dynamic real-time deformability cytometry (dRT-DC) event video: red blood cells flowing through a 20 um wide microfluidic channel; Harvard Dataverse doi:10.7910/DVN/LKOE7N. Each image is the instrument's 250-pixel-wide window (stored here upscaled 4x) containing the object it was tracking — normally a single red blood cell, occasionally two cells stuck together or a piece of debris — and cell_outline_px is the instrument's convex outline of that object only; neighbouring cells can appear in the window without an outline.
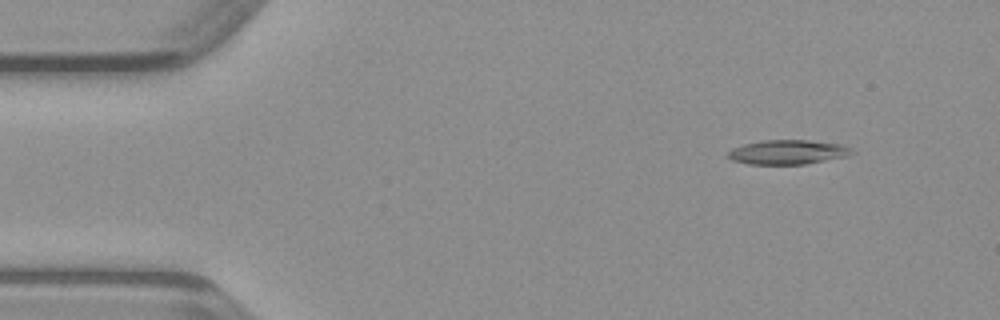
{"species": "common noctule bat (a hibernating species)", "species_latin": "Nyctalus noctula", "temperature_condition": "warm", "stored_images_in_passage": 48, "camera_frame_rate_fps": 3000, "um_per_image_px": 0.085, "animal": {"sex": "male", "body_mass_g": 23.1, "forearm_length_mm": 52.7}, "frame": {"image": 1, "passage_image": 5, "time_ms": 1.333, "image_size_px": [1000, 320], "cell_outline_px": [[856, 152], [848, 156], [804, 164], [748, 164], [732, 160], [728, 156], [728, 152], [732, 148], [744, 144], [764, 140], [808, 140], [844, 144], [852, 148]], "centroid_in_image_um": [67.01, 12.92], "position_along_channel_um": 18.0, "area_um2": 17.69}}
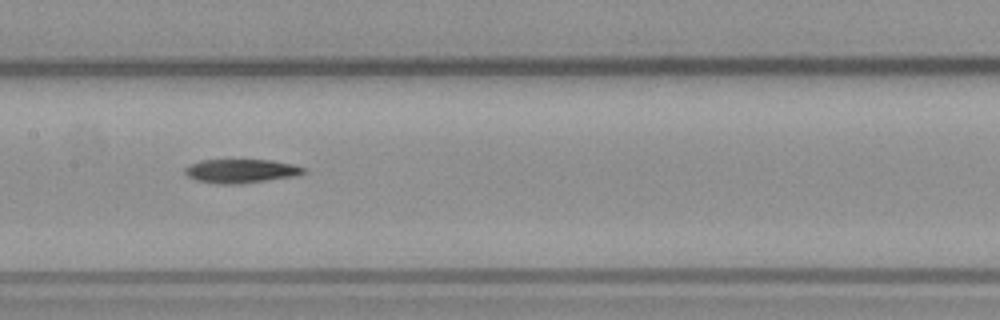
{"frame": {"image": 2, "passage_image": 23, "time_ms": 7.333, "image_size_px": [1000, 320], "cell_outline_px": [[308, 168], [304, 172], [296, 176], [236, 184], [216, 184], [196, 180], [188, 176], [184, 172], [184, 168], [188, 164], [200, 160], [272, 160], [292, 164]], "centroid_in_image_um": [20.45, 14.53], "position_along_channel_um": 186.9, "area_um2": 16.53}}
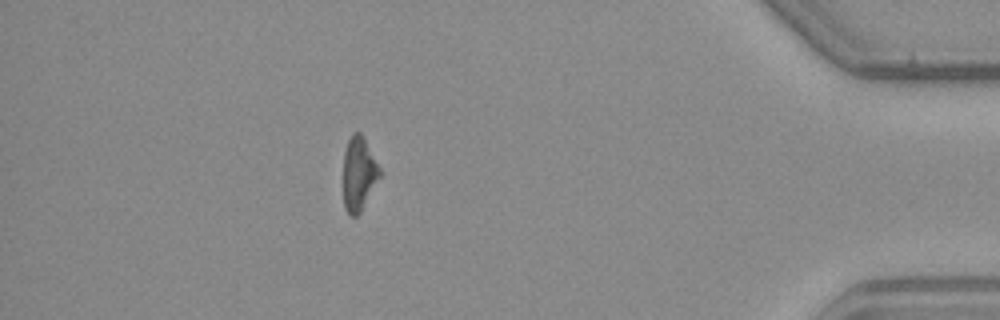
{"frame": {"image": 3, "passage_image": 42, "time_ms": 13.667, "image_size_px": [1000, 320], "cell_outline_px": [[380, 176], [360, 212], [356, 216], [348, 216], [344, 208], [344, 152], [348, 140], [352, 132], [360, 132], [364, 136], [380, 168]], "centroid_in_image_um": [30.49, 14.75], "position_along_channel_um": 404.7, "area_um2": 15.61}}